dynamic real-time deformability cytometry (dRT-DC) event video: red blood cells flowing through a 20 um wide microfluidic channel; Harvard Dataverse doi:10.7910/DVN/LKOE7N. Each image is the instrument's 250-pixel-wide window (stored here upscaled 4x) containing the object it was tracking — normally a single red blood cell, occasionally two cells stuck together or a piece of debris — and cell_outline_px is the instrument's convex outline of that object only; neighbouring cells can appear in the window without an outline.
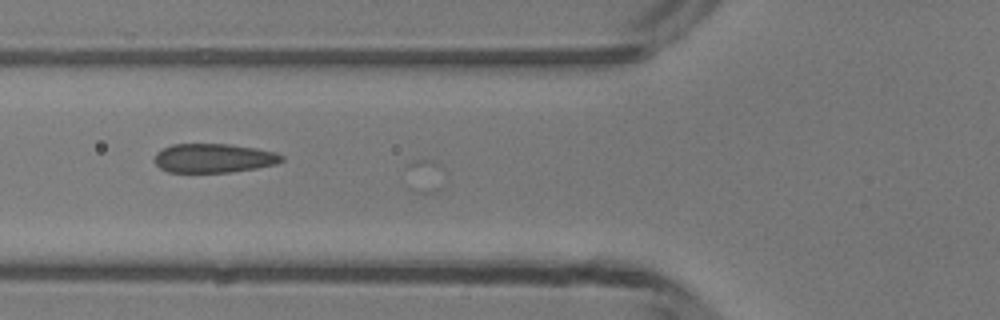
{"species": "common noctule bat (a hibernating species)", "species_latin": "Nyctalus noctula", "temperature_condition": "room temperature", "stored_images_in_passage": 4, "camera_frame_rate_fps": 3000, "um_per_image_px": 0.085, "animal": {"sex": "male", "body_mass_g": 13.3}, "frame": {"image": 1, "passage_image": 2, "time_ms": 0.333, "image_size_px": [1000, 320], "cell_outline_px": [[284, 160], [276, 164], [256, 168], [228, 172], [168, 172], [160, 168], [152, 160], [156, 152], [172, 144], [228, 144], [256, 148], [276, 152], [284, 156]], "centroid_in_image_um": [18.15, 13.44], "position_along_channel_um": 107.6, "area_um2": 21.62}}